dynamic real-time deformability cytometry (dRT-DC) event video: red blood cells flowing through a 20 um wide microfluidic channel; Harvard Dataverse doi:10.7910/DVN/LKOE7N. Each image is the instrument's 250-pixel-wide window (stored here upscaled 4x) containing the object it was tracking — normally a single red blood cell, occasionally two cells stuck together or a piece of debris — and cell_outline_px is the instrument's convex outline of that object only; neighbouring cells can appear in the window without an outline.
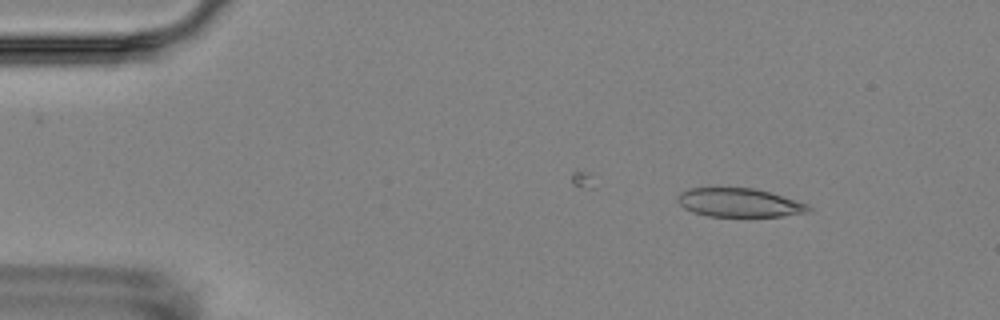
{"species": "Egyptian fruit bat (a non-hibernating species)", "species_latin": "Rousettus aegyptiacus", "temperature_condition": "room temperature", "stored_images_in_passage": 3, "camera_frame_rate_fps": 3000, "um_per_image_px": 0.085, "animal": {"sex": "female"}, "frame": {"image": 1, "passage_image": 1, "time_ms": 0.0, "image_size_px": [1000, 320], "cell_outline_px": [[812, 212], [780, 216], [708, 216], [692, 212], [684, 208], [676, 200], [676, 196], [680, 192], [688, 188], [716, 184], [752, 188], [768, 192], [808, 204], [812, 208]], "centroid_in_image_um": [62.74, 17.17], "position_along_channel_um": 22.3, "area_um2": 22.77}}